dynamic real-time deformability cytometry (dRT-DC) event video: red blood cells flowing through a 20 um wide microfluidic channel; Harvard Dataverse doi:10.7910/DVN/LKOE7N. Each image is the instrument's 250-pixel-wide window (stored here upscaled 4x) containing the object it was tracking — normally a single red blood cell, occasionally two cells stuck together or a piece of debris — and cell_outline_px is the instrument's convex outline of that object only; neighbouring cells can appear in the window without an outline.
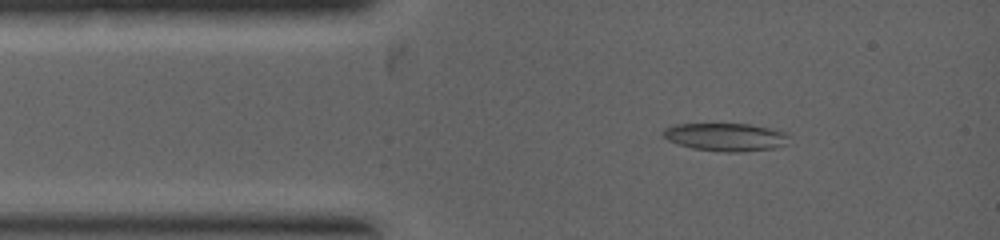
{"species": "common noctule bat (a hibernating species)", "species_latin": "Nyctalus noctula", "temperature_condition": "warm", "stored_images_in_passage": 7, "camera_frame_rate_fps": 5000, "um_per_image_px": 0.085, "animal": {"sex": "female", "body_mass_g": 19.0, "forearm_length_mm": 53.3}, "frame": {"image": 1, "passage_image": 3, "time_ms": 0.8, "image_size_px": [1000, 240], "cell_outline_px": [[788, 136], [784, 144], [776, 148], [740, 152], [724, 152], [692, 148], [668, 140], [664, 136], [664, 128], [676, 124], [748, 124], [768, 128], [784, 132]], "centroid_in_image_um": [61.67, 11.65], "position_along_channel_um": 23.3, "area_um2": 20.17}}
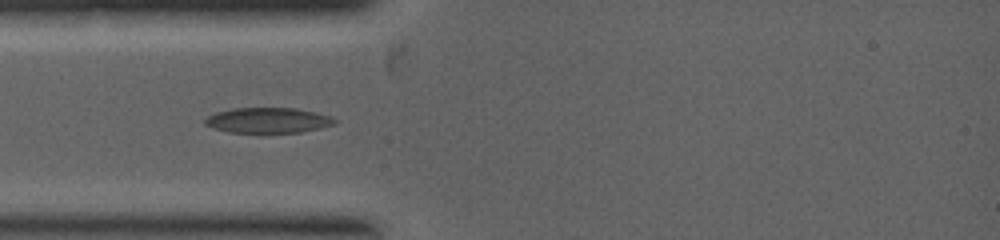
{"frame": {"image": 2, "passage_image": 6, "time_ms": 1.8, "image_size_px": [1000, 240], "cell_outline_px": [[340, 120], [336, 124], [320, 128], [300, 132], [228, 132], [204, 124], [204, 120], [208, 116], [216, 112], [232, 108], [296, 108], [316, 112], [332, 116]], "centroid_in_image_um": [22.85, 10.21], "position_along_channel_um": 62.2, "area_um2": 19.19}}